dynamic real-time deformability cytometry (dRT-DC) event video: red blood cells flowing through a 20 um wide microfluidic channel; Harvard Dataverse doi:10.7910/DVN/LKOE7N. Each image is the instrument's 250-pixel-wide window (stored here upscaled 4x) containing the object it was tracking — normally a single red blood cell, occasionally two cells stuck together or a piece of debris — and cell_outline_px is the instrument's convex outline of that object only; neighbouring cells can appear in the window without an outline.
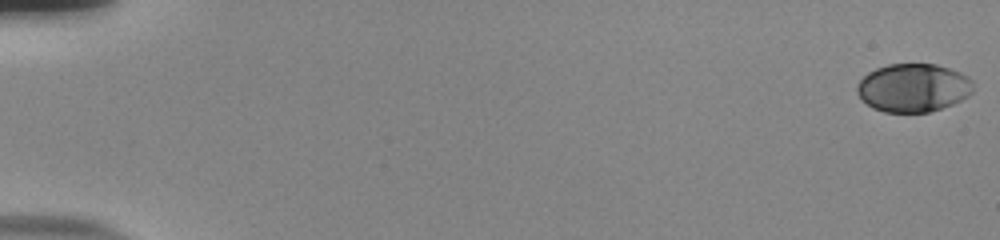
{"species": "human", "species_latin": "Homo sapiens", "temperature_condition": "room temperature", "stored_images_in_passage": 55, "camera_frame_rate_fps": 3000, "um_per_image_px": 0.085, "donor": {"sex": "male"}, "frame": {"image": 1, "passage_image": 1, "time_ms": 0.0, "image_size_px": [1000, 240], "cell_outline_px": [[972, 92], [968, 96], [952, 104], [928, 112], [884, 112], [872, 108], [856, 92], [856, 84], [868, 72], [876, 68], [888, 64], [936, 64], [960, 72], [968, 76], [972, 80]], "centroid_in_image_um": [77.61, 7.45], "position_along_channel_um": 7.4, "area_um2": 32.66}}
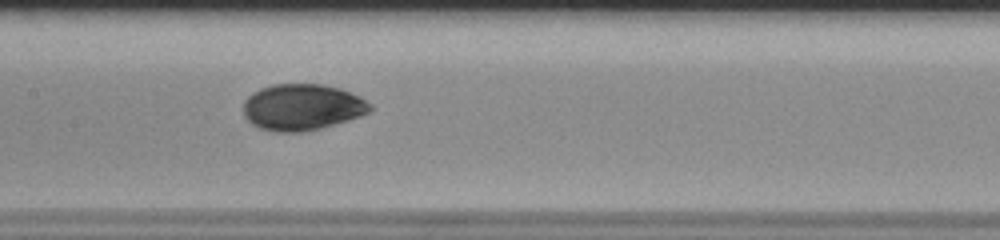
{"frame": {"image": 2, "passage_image": 29, "time_ms": 9.333, "image_size_px": [1000, 240], "cell_outline_px": [[372, 108], [368, 112], [360, 116], [320, 128], [300, 132], [280, 132], [260, 128], [252, 124], [244, 116], [244, 100], [252, 92], [260, 88], [272, 84], [320, 84], [340, 88], [372, 104]], "centroid_in_image_um": [25.64, 9.1], "position_along_channel_um": 181.8, "area_um2": 33.93}}
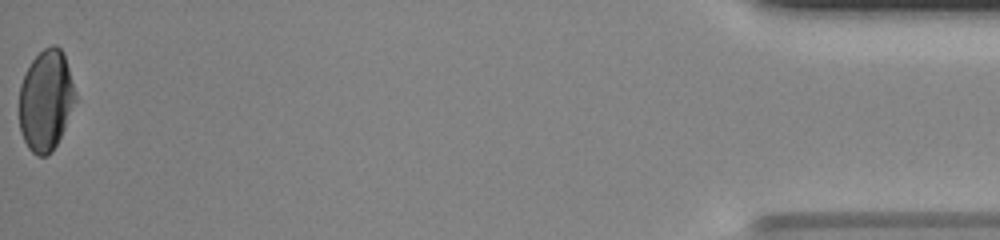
{"frame": {"image": 3, "passage_image": 55, "time_ms": 18.0, "image_size_px": [1000, 240], "cell_outline_px": [[76, 100], [64, 128], [56, 144], [44, 156], [36, 156], [28, 148], [20, 132], [20, 84], [32, 60], [44, 48], [52, 44], [56, 44], [60, 48], [64, 56], [76, 92]], "centroid_in_image_um": [3.89, 8.52], "position_along_channel_um": 431.3, "area_um2": 32.54}, "authors_computed_cell_mechanics": {"area_um2": 33.4084, "velocity_mm_per_s": 3.8824, "shape_relaxation_time_tau1_ms": 5.0677, "shape_relaxation_time_tau2_ms": 1.2873, "deformation_change_tau1": 0.1537, "deformation_change_tau2": 0.0379}}